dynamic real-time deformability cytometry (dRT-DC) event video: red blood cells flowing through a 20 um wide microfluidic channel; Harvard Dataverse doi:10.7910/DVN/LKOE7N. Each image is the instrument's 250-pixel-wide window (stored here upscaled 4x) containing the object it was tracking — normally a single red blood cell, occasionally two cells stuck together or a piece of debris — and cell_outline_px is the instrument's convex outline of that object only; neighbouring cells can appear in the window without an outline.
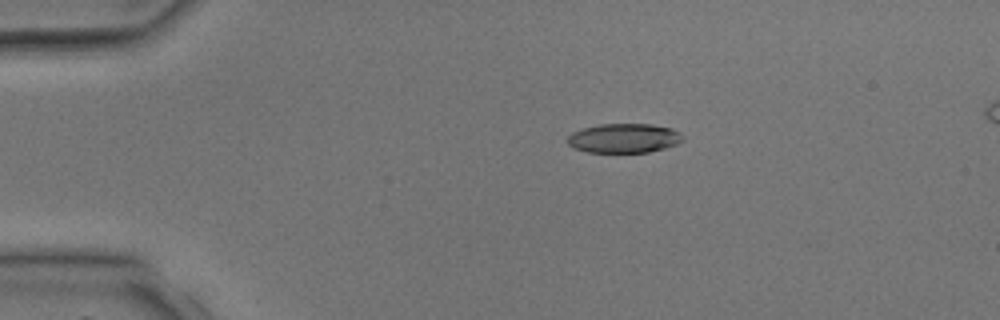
{"species": "common noctule bat (a hibernating species)", "species_latin": "Nyctalus noctula", "temperature_condition": "room temperature", "stored_images_in_passage": 3, "camera_frame_rate_fps": 3000, "um_per_image_px": 0.085, "animal": {"sex": "male", "body_mass_g": 17.9, "forearm_length_mm": 54.2}, "frame": {"image": 1, "passage_image": 1, "time_ms": 0.0, "image_size_px": [1000, 320], "cell_outline_px": [[684, 140], [676, 144], [664, 148], [648, 152], [588, 152], [572, 148], [568, 144], [568, 136], [572, 132], [584, 128], [600, 124], [652, 124], [672, 128], [680, 132], [684, 136]], "centroid_in_image_um": [53.05, 11.74], "position_along_channel_um": 31.9, "area_um2": 19.77}}